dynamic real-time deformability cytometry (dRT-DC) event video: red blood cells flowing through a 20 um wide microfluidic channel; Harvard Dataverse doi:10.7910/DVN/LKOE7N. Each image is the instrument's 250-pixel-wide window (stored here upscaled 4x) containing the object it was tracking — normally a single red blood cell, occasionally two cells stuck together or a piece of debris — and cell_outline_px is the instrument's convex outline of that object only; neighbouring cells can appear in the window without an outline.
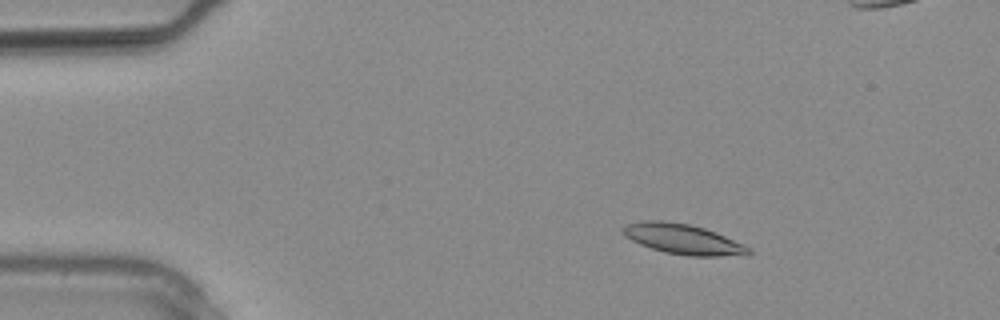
{"species": "common noctule bat (a hibernating species)", "species_latin": "Nyctalus noctula", "temperature_condition": "warm", "stored_images_in_passage": 16, "camera_frame_rate_fps": 3000, "um_per_image_px": 0.085, "animal": {"sex": "male", "body_mass_g": 20.4}, "frame": {"image": 1, "passage_image": 5, "time_ms": 1.333, "image_size_px": [1000, 320], "cell_outline_px": [[752, 252], [748, 256], [688, 256], [664, 252], [640, 244], [624, 236], [620, 228], [624, 224], [640, 220], [664, 220], [688, 224], [704, 228], [716, 232], [744, 244], [752, 248]], "centroid_in_image_um": [58.07, 20.32], "position_along_channel_um": 26.9, "area_um2": 22.54}}